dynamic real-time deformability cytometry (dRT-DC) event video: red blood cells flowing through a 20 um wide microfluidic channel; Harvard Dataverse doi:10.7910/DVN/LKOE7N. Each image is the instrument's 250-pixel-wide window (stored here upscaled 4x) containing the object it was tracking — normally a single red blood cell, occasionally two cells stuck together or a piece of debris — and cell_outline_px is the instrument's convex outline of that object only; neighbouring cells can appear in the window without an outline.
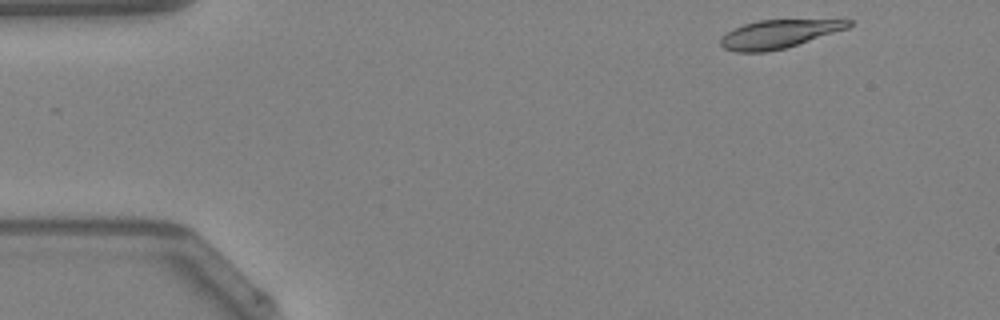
{"species": "Egyptian fruit bat (a non-hibernating species)", "species_latin": "Rousettus aegyptiacus", "temperature_condition": "warm", "stored_images_in_passage": 44, "camera_frame_rate_fps": 3000, "um_per_image_px": 0.085, "animal": {"sex": "female"}, "frame": {"image": 1, "passage_image": 1, "time_ms": 0.0, "image_size_px": [1000, 320], "cell_outline_px": [[852, 24], [848, 28], [784, 48], [764, 52], [736, 52], [724, 48], [720, 44], [720, 36], [732, 28], [744, 24], [760, 20], [852, 20]], "centroid_in_image_um": [66.11, 2.89], "position_along_channel_um": 18.9, "area_um2": 20.87}}
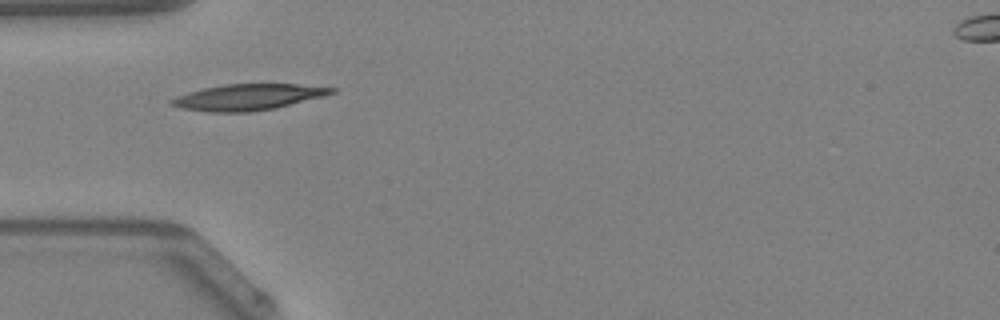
{"frame": {"image": 2, "passage_image": 11, "time_ms": 3.333, "image_size_px": [1000, 320], "cell_outline_px": [[336, 92], [324, 96], [276, 108], [248, 112], [208, 112], [184, 108], [168, 104], [168, 100], [176, 96], [188, 92], [204, 88], [224, 84], [296, 84], [336, 88]], "centroid_in_image_um": [21.07, 8.25], "position_along_channel_um": 63.9, "area_um2": 24.28}}
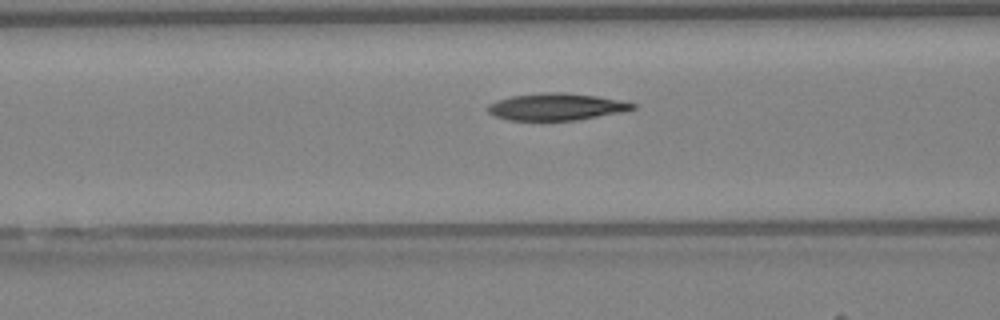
{"frame": {"image": 3, "passage_image": 15, "time_ms": 4.667, "image_size_px": [1000, 320], "cell_outline_px": [[636, 108], [624, 112], [576, 120], [508, 120], [496, 116], [488, 112], [488, 104], [496, 100], [512, 96], [544, 92], [564, 92], [596, 96], [620, 100], [636, 104]], "centroid_in_image_um": [47.3, 9.07], "position_along_channel_um": 119.3, "area_um2": 22.77}, "authors_computed_cell_mechanics": {"area_um2": 22.7732, "velocity_mm_per_s": 4.2353, "shape_relaxation_time_tau1_ms": 8.5068, "shape_relaxation_time_tau2_ms": 5.1494, "deformation_change_tau1": 0.2318, "deformation_change_tau2": 0.1253}}